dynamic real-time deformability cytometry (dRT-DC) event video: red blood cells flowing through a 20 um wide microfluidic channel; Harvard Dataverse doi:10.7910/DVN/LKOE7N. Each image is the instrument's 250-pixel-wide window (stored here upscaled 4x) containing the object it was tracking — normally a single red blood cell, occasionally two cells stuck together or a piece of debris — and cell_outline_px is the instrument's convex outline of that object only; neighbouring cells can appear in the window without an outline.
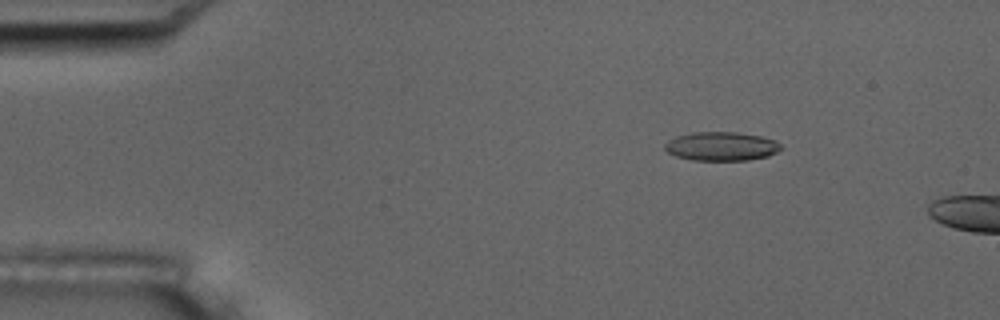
{"species": "common noctule bat (a hibernating species)", "species_latin": "Nyctalus noctula", "temperature_condition": "room temperature", "stored_images_in_passage": 4, "camera_frame_rate_fps": 3000, "um_per_image_px": 0.085, "animal": {"sex": "male", "body_mass_g": 17.5, "forearm_length_mm": 52.3}, "frame": {"image": 1, "passage_image": 2, "time_ms": 0.333, "image_size_px": [1000, 320], "cell_outline_px": [[784, 148], [768, 156], [748, 160], [692, 160], [676, 156], [668, 152], [664, 148], [664, 144], [668, 140], [676, 136], [692, 132], [736, 132], [760, 136], [776, 140]], "centroid_in_image_um": [61.32, 12.43], "position_along_channel_um": 23.7, "area_um2": 19.59}}